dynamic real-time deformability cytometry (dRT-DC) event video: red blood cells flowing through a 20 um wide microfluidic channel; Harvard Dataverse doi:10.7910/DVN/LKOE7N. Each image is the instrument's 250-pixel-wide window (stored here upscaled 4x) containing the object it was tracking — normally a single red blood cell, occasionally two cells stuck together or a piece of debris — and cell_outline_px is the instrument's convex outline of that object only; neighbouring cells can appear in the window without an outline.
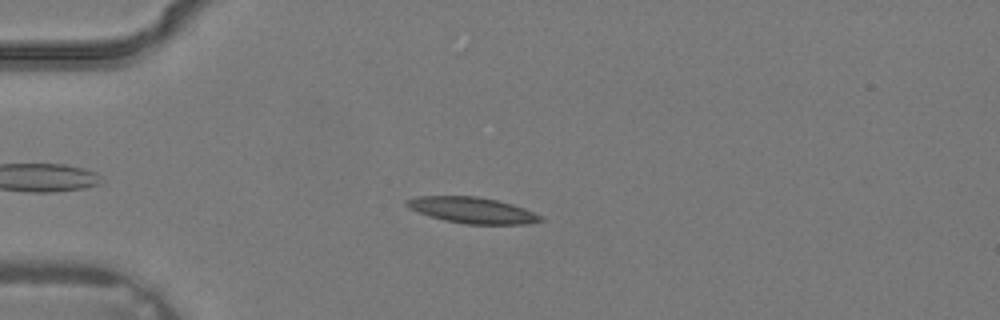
{"species": "common noctule bat (a hibernating species)", "species_latin": "Nyctalus noctula", "temperature_condition": "warm", "stored_images_in_passage": 1, "camera_frame_rate_fps": 3000, "um_per_image_px": 0.085, "animal": {"sex": "male", "body_mass_g": 19.2, "forearm_length_mm": 51.8}, "frame": {"image": 1, "passage_image": 1, "time_ms": 0.0, "image_size_px": [1000, 320], "cell_outline_px": [[544, 220], [528, 224], [464, 224], [444, 220], [408, 208], [404, 204], [404, 200], [416, 196], [476, 196], [496, 200], [512, 204], [524, 208], [544, 216]], "centroid_in_image_um": [40.16, 17.87], "position_along_channel_um": 44.8, "area_um2": 20.35}}